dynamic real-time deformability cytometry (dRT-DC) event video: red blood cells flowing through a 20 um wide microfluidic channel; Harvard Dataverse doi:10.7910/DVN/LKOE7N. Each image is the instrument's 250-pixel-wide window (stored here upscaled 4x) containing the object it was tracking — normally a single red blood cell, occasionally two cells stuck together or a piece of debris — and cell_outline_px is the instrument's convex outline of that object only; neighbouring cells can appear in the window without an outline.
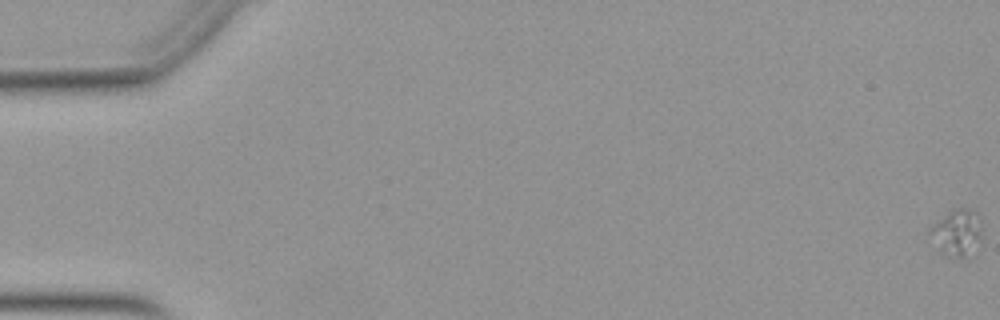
{"species": "Egyptian fruit bat (a non-hibernating species)", "species_latin": "Rousettus aegyptiacus", "temperature_condition": "warm", "stored_images_in_passage": 55, "camera_frame_rate_fps": 3000, "um_per_image_px": 0.085, "animal": {"sex": "female"}, "frame": {"image": 1, "passage_image": 1, "time_ms": 0.0, "image_size_px": [1000, 320], "cell_outline_px": [[984, 236], [972, 260], [960, 260], [948, 256], [940, 252], [928, 232], [928, 228], [932, 224], [952, 208], [976, 208], [980, 212]], "centroid_in_image_um": [81.46, 19.81], "position_along_channel_um": 3.5, "area_um2": 15.72}}
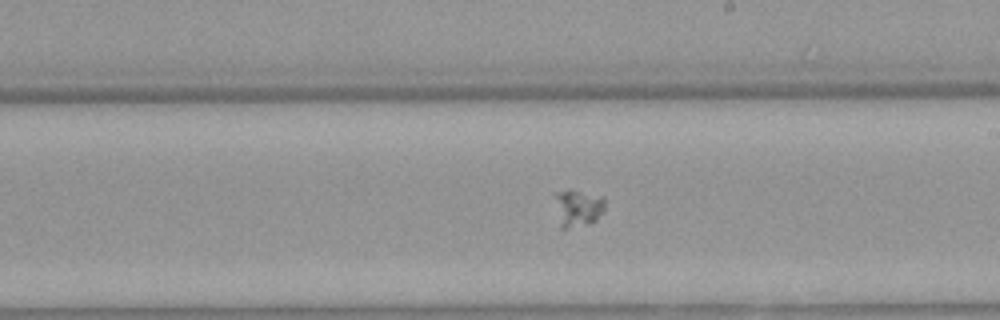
{"frame": {"image": 2, "passage_image": 33, "time_ms": 10.667, "image_size_px": [1000, 320], "cell_outline_px": [[604, 212], [596, 220], [588, 224], [564, 228], [560, 228], [552, 196], [552, 192], [568, 188], [572, 188], [604, 196]], "centroid_in_image_um": [49.06, 17.61], "position_along_channel_um": 239.9, "area_um2": 11.56}}
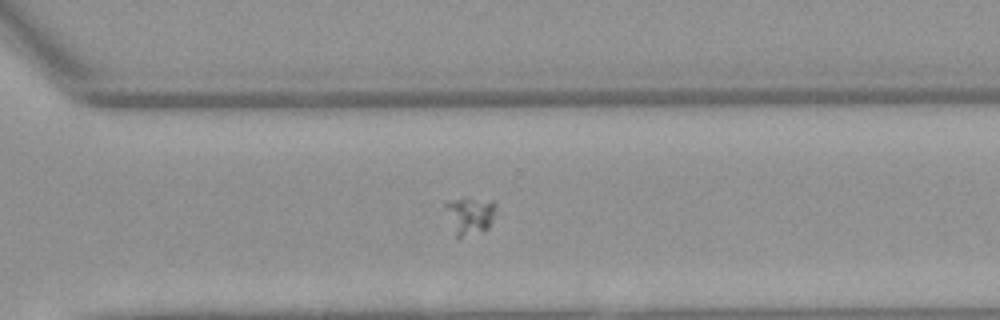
{"frame": {"image": 3, "passage_image": 40, "time_ms": 13.0, "image_size_px": [1000, 320], "cell_outline_px": [[496, 204], [488, 228], [460, 236], [456, 236], [444, 204], [444, 200], [464, 196], [496, 200]], "centroid_in_image_um": [39.92, 18.18], "position_along_channel_um": 330.7, "area_um2": 10.92}}